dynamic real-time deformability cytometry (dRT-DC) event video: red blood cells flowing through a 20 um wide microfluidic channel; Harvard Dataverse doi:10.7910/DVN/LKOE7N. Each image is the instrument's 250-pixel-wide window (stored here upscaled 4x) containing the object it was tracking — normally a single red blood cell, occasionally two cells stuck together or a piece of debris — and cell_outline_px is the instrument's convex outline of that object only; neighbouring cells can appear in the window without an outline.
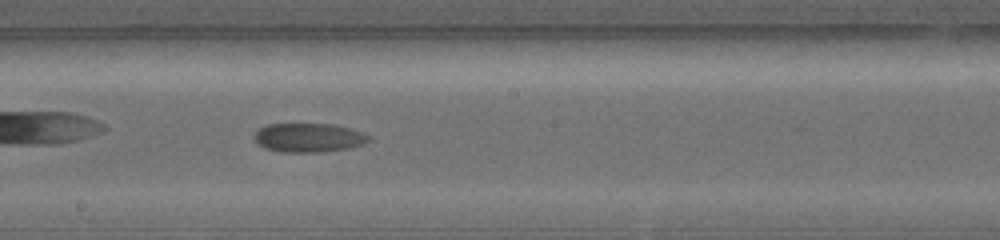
{"species": "common noctule bat (a hibernating species)", "species_latin": "Nyctalus noctula", "temperature_condition": "warm", "stored_images_in_passage": 36, "camera_frame_rate_fps": 5000, "um_per_image_px": 0.085, "animal": {"sex": "female", "body_mass_g": 19.0, "forearm_length_mm": 56.7}, "frame": {"image": 1, "passage_image": 17, "time_ms": 4.0, "image_size_px": [1000, 240], "cell_outline_px": [[368, 140], [364, 144], [348, 148], [320, 152], [280, 152], [264, 148], [256, 144], [252, 136], [260, 128], [268, 124], [336, 124], [352, 128], [364, 132], [368, 136]], "centroid_in_image_um": [26.21, 11.7], "position_along_channel_um": 222.0, "area_um2": 19.54}}
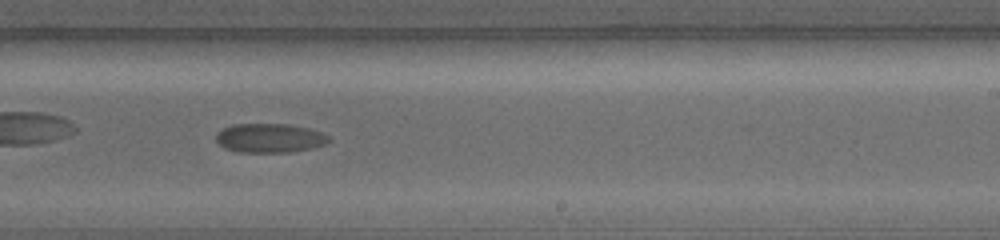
{"frame": {"image": 2, "passage_image": 21, "time_ms": 5.0, "image_size_px": [1000, 240], "cell_outline_px": [[332, 140], [324, 144], [312, 148], [288, 152], [240, 152], [224, 148], [216, 140], [216, 132], [232, 124], [288, 124], [308, 128], [320, 132], [328, 136]], "centroid_in_image_um": [22.91, 11.73], "position_along_channel_um": 266.1, "area_um2": 19.07}}